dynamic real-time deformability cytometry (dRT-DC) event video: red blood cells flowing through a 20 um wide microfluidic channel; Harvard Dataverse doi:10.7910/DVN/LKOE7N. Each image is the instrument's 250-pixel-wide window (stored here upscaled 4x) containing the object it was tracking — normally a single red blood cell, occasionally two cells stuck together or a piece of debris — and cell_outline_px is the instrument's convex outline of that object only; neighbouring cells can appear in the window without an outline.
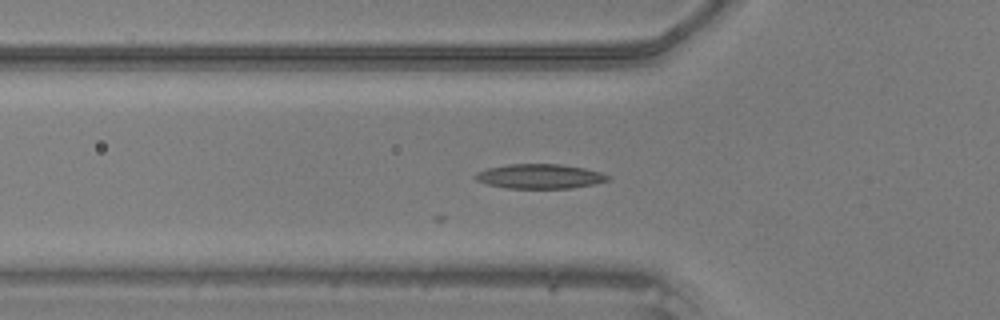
{"species": "common noctule bat (a hibernating species)", "species_latin": "Nyctalus noctula", "temperature_condition": "warm", "stored_images_in_passage": 27, "camera_frame_rate_fps": 3000, "um_per_image_px": 0.085, "animal": {"sex": "male", "body_mass_g": 20.5, "forearm_length_mm": 52.5}, "frame": {"image": 1, "passage_image": 2, "time_ms": 0.333, "image_size_px": [1000, 320], "cell_outline_px": [[612, 176], [608, 180], [592, 184], [572, 188], [504, 188], [488, 184], [476, 180], [472, 176], [476, 172], [488, 168], [508, 164], [560, 164], [584, 168], [600, 172]], "centroid_in_image_um": [45.85, 14.98], "position_along_channel_um": 79.9, "area_um2": 18.96}}
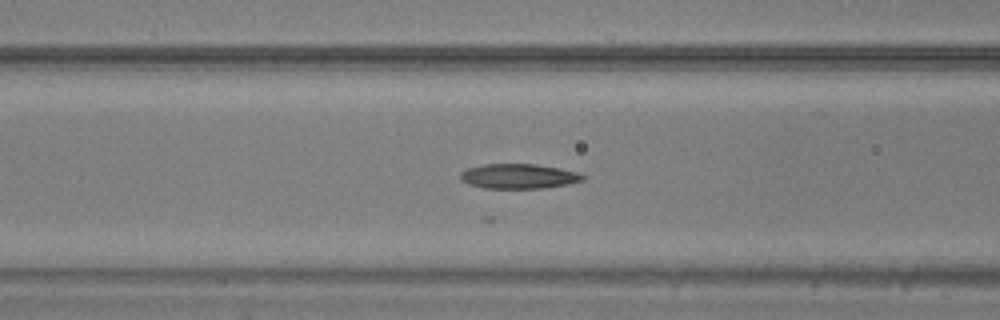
{"frame": {"image": 2, "passage_image": 5, "time_ms": 1.333, "image_size_px": [1000, 320], "cell_outline_px": [[584, 180], [568, 184], [544, 188], [484, 188], [468, 184], [460, 180], [460, 172], [468, 168], [484, 164], [536, 164], [560, 168], [576, 172], [584, 176]], "centroid_in_image_um": [44.06, 14.98], "position_along_channel_um": 122.5, "area_um2": 17.69}}
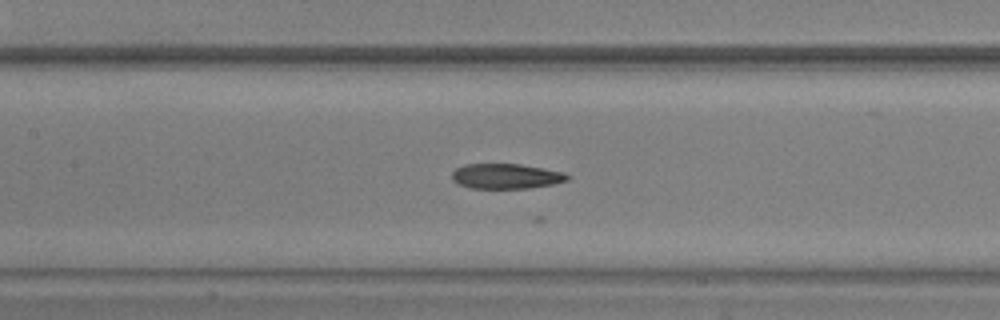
{"frame": {"image": 3, "passage_image": 8, "time_ms": 2.333, "image_size_px": [1000, 320], "cell_outline_px": [[568, 180], [552, 184], [528, 188], [472, 188], [456, 184], [452, 180], [452, 172], [456, 168], [464, 164], [520, 164], [564, 172], [568, 176]], "centroid_in_image_um": [42.96, 14.97], "position_along_channel_um": 164.4, "area_um2": 16.82}}